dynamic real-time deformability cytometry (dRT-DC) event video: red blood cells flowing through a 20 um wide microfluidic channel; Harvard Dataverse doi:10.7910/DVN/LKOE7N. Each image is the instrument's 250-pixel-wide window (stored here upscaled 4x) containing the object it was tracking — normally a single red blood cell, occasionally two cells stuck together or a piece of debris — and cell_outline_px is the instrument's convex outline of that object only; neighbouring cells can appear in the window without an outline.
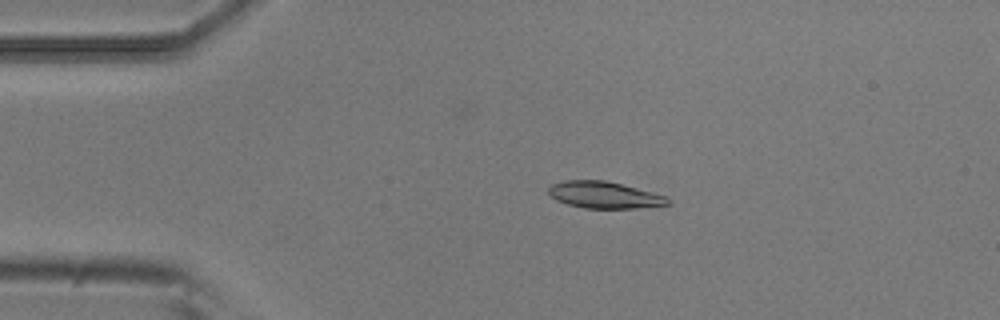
{"species": "common noctule bat (a hibernating species)", "species_latin": "Nyctalus noctula", "temperature_condition": "room temperature", "stored_images_in_passage": 4, "camera_frame_rate_fps": 3000, "um_per_image_px": 0.085, "animal": {"sex": "male", "body_mass_g": 20.5, "forearm_length_mm": 52.5}, "frame": {"image": 1, "passage_image": 3, "time_ms": 0.667, "image_size_px": [1000, 320], "cell_outline_px": [[668, 204], [636, 208], [584, 208], [568, 204], [556, 200], [548, 192], [548, 188], [552, 184], [564, 180], [604, 180], [652, 192], [664, 196], [668, 200]], "centroid_in_image_um": [51.3, 16.57], "position_along_channel_um": 33.7, "area_um2": 18.21}}